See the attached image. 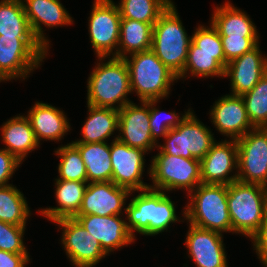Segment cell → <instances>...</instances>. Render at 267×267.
<instances>
[{
    "mask_svg": "<svg viewBox=\"0 0 267 267\" xmlns=\"http://www.w3.org/2000/svg\"><path fill=\"white\" fill-rule=\"evenodd\" d=\"M140 192L125 207L126 226L133 237L134 231L155 236L167 231L171 223L179 220L174 202L163 191L148 188Z\"/></svg>",
    "mask_w": 267,
    "mask_h": 267,
    "instance_id": "obj_1",
    "label": "cell"
},
{
    "mask_svg": "<svg viewBox=\"0 0 267 267\" xmlns=\"http://www.w3.org/2000/svg\"><path fill=\"white\" fill-rule=\"evenodd\" d=\"M109 58L104 63L106 57H98L100 61L88 77L87 105L119 110L132 102L127 98L131 93L129 71L123 58Z\"/></svg>",
    "mask_w": 267,
    "mask_h": 267,
    "instance_id": "obj_2",
    "label": "cell"
},
{
    "mask_svg": "<svg viewBox=\"0 0 267 267\" xmlns=\"http://www.w3.org/2000/svg\"><path fill=\"white\" fill-rule=\"evenodd\" d=\"M191 42L192 37H188L172 2L153 25L151 50L179 77L183 73Z\"/></svg>",
    "mask_w": 267,
    "mask_h": 267,
    "instance_id": "obj_3",
    "label": "cell"
},
{
    "mask_svg": "<svg viewBox=\"0 0 267 267\" xmlns=\"http://www.w3.org/2000/svg\"><path fill=\"white\" fill-rule=\"evenodd\" d=\"M228 185L201 183L189 193L183 217L192 225L219 233L231 232L227 205Z\"/></svg>",
    "mask_w": 267,
    "mask_h": 267,
    "instance_id": "obj_4",
    "label": "cell"
},
{
    "mask_svg": "<svg viewBox=\"0 0 267 267\" xmlns=\"http://www.w3.org/2000/svg\"><path fill=\"white\" fill-rule=\"evenodd\" d=\"M123 59L129 71L131 92L135 91L141 102L167 97L171 83L178 80L151 49Z\"/></svg>",
    "mask_w": 267,
    "mask_h": 267,
    "instance_id": "obj_5",
    "label": "cell"
},
{
    "mask_svg": "<svg viewBox=\"0 0 267 267\" xmlns=\"http://www.w3.org/2000/svg\"><path fill=\"white\" fill-rule=\"evenodd\" d=\"M227 205L231 232L252 238L267 214V196L262 185L233 181L228 185Z\"/></svg>",
    "mask_w": 267,
    "mask_h": 267,
    "instance_id": "obj_6",
    "label": "cell"
},
{
    "mask_svg": "<svg viewBox=\"0 0 267 267\" xmlns=\"http://www.w3.org/2000/svg\"><path fill=\"white\" fill-rule=\"evenodd\" d=\"M47 48L36 37L0 35V82L23 78L40 66Z\"/></svg>",
    "mask_w": 267,
    "mask_h": 267,
    "instance_id": "obj_7",
    "label": "cell"
},
{
    "mask_svg": "<svg viewBox=\"0 0 267 267\" xmlns=\"http://www.w3.org/2000/svg\"><path fill=\"white\" fill-rule=\"evenodd\" d=\"M148 170L153 182L150 188L154 190L185 189L189 194L202 183L201 161L198 159L157 154Z\"/></svg>",
    "mask_w": 267,
    "mask_h": 267,
    "instance_id": "obj_8",
    "label": "cell"
},
{
    "mask_svg": "<svg viewBox=\"0 0 267 267\" xmlns=\"http://www.w3.org/2000/svg\"><path fill=\"white\" fill-rule=\"evenodd\" d=\"M158 154L202 160L216 142L212 132L190 111L182 122L168 131Z\"/></svg>",
    "mask_w": 267,
    "mask_h": 267,
    "instance_id": "obj_9",
    "label": "cell"
},
{
    "mask_svg": "<svg viewBox=\"0 0 267 267\" xmlns=\"http://www.w3.org/2000/svg\"><path fill=\"white\" fill-rule=\"evenodd\" d=\"M120 22L118 6L112 0H94L88 29L90 42L97 57L108 58L112 53L113 57L117 58Z\"/></svg>",
    "mask_w": 267,
    "mask_h": 267,
    "instance_id": "obj_10",
    "label": "cell"
},
{
    "mask_svg": "<svg viewBox=\"0 0 267 267\" xmlns=\"http://www.w3.org/2000/svg\"><path fill=\"white\" fill-rule=\"evenodd\" d=\"M236 141L237 180L263 186L267 180V128H254Z\"/></svg>",
    "mask_w": 267,
    "mask_h": 267,
    "instance_id": "obj_11",
    "label": "cell"
},
{
    "mask_svg": "<svg viewBox=\"0 0 267 267\" xmlns=\"http://www.w3.org/2000/svg\"><path fill=\"white\" fill-rule=\"evenodd\" d=\"M62 227V244L66 255L76 267H94L107 255L100 242L81 226L75 218L54 221Z\"/></svg>",
    "mask_w": 267,
    "mask_h": 267,
    "instance_id": "obj_12",
    "label": "cell"
},
{
    "mask_svg": "<svg viewBox=\"0 0 267 267\" xmlns=\"http://www.w3.org/2000/svg\"><path fill=\"white\" fill-rule=\"evenodd\" d=\"M110 153L113 183L134 193L150 188L151 185L142 180L146 151L130 147L115 137L110 144Z\"/></svg>",
    "mask_w": 267,
    "mask_h": 267,
    "instance_id": "obj_13",
    "label": "cell"
},
{
    "mask_svg": "<svg viewBox=\"0 0 267 267\" xmlns=\"http://www.w3.org/2000/svg\"><path fill=\"white\" fill-rule=\"evenodd\" d=\"M141 104V106H138L131 102L118 110V130L121 133L117 136V139L130 147L147 152L157 147L158 143L151 136L149 101H142Z\"/></svg>",
    "mask_w": 267,
    "mask_h": 267,
    "instance_id": "obj_14",
    "label": "cell"
},
{
    "mask_svg": "<svg viewBox=\"0 0 267 267\" xmlns=\"http://www.w3.org/2000/svg\"><path fill=\"white\" fill-rule=\"evenodd\" d=\"M238 149L236 140L215 142L201 160V179L205 184L229 185L238 179Z\"/></svg>",
    "mask_w": 267,
    "mask_h": 267,
    "instance_id": "obj_15",
    "label": "cell"
},
{
    "mask_svg": "<svg viewBox=\"0 0 267 267\" xmlns=\"http://www.w3.org/2000/svg\"><path fill=\"white\" fill-rule=\"evenodd\" d=\"M132 193L112 181L88 183L76 215H121L125 201Z\"/></svg>",
    "mask_w": 267,
    "mask_h": 267,
    "instance_id": "obj_16",
    "label": "cell"
},
{
    "mask_svg": "<svg viewBox=\"0 0 267 267\" xmlns=\"http://www.w3.org/2000/svg\"><path fill=\"white\" fill-rule=\"evenodd\" d=\"M222 238L219 232L189 223L185 245L196 267H228Z\"/></svg>",
    "mask_w": 267,
    "mask_h": 267,
    "instance_id": "obj_17",
    "label": "cell"
},
{
    "mask_svg": "<svg viewBox=\"0 0 267 267\" xmlns=\"http://www.w3.org/2000/svg\"><path fill=\"white\" fill-rule=\"evenodd\" d=\"M73 218L100 242L107 255L135 241L126 226V221L122 220L120 215H75Z\"/></svg>",
    "mask_w": 267,
    "mask_h": 267,
    "instance_id": "obj_18",
    "label": "cell"
},
{
    "mask_svg": "<svg viewBox=\"0 0 267 267\" xmlns=\"http://www.w3.org/2000/svg\"><path fill=\"white\" fill-rule=\"evenodd\" d=\"M211 122L222 135L237 140L254 129L248 119L241 96L228 94L215 102L210 111Z\"/></svg>",
    "mask_w": 267,
    "mask_h": 267,
    "instance_id": "obj_19",
    "label": "cell"
},
{
    "mask_svg": "<svg viewBox=\"0 0 267 267\" xmlns=\"http://www.w3.org/2000/svg\"><path fill=\"white\" fill-rule=\"evenodd\" d=\"M259 44L225 67L224 77H230L232 95L249 92L267 73V58L262 57Z\"/></svg>",
    "mask_w": 267,
    "mask_h": 267,
    "instance_id": "obj_20",
    "label": "cell"
},
{
    "mask_svg": "<svg viewBox=\"0 0 267 267\" xmlns=\"http://www.w3.org/2000/svg\"><path fill=\"white\" fill-rule=\"evenodd\" d=\"M22 3L34 36L47 49L49 40L45 37L41 25L62 27L74 21L59 0H23Z\"/></svg>",
    "mask_w": 267,
    "mask_h": 267,
    "instance_id": "obj_21",
    "label": "cell"
},
{
    "mask_svg": "<svg viewBox=\"0 0 267 267\" xmlns=\"http://www.w3.org/2000/svg\"><path fill=\"white\" fill-rule=\"evenodd\" d=\"M26 117L39 144L43 139L59 141L70 129L64 112L51 104L36 102Z\"/></svg>",
    "mask_w": 267,
    "mask_h": 267,
    "instance_id": "obj_22",
    "label": "cell"
},
{
    "mask_svg": "<svg viewBox=\"0 0 267 267\" xmlns=\"http://www.w3.org/2000/svg\"><path fill=\"white\" fill-rule=\"evenodd\" d=\"M2 141L6 145L5 150L14 155L20 162L38 148L34 131L26 116H15L5 122L1 127ZM7 147V148H6Z\"/></svg>",
    "mask_w": 267,
    "mask_h": 267,
    "instance_id": "obj_23",
    "label": "cell"
},
{
    "mask_svg": "<svg viewBox=\"0 0 267 267\" xmlns=\"http://www.w3.org/2000/svg\"><path fill=\"white\" fill-rule=\"evenodd\" d=\"M211 18V23L220 36H229V38L259 37L256 26L250 17L230 4L229 1L220 7H215Z\"/></svg>",
    "mask_w": 267,
    "mask_h": 267,
    "instance_id": "obj_24",
    "label": "cell"
},
{
    "mask_svg": "<svg viewBox=\"0 0 267 267\" xmlns=\"http://www.w3.org/2000/svg\"><path fill=\"white\" fill-rule=\"evenodd\" d=\"M88 117L82 127V139L71 143L106 142L118 130L119 111L116 108L87 105Z\"/></svg>",
    "mask_w": 267,
    "mask_h": 267,
    "instance_id": "obj_25",
    "label": "cell"
},
{
    "mask_svg": "<svg viewBox=\"0 0 267 267\" xmlns=\"http://www.w3.org/2000/svg\"><path fill=\"white\" fill-rule=\"evenodd\" d=\"M88 182L56 180V201L59 207L38 210L52 222L62 218H73L80 209Z\"/></svg>",
    "mask_w": 267,
    "mask_h": 267,
    "instance_id": "obj_26",
    "label": "cell"
},
{
    "mask_svg": "<svg viewBox=\"0 0 267 267\" xmlns=\"http://www.w3.org/2000/svg\"><path fill=\"white\" fill-rule=\"evenodd\" d=\"M72 144L84 161L88 183L112 181L110 145L107 142Z\"/></svg>",
    "mask_w": 267,
    "mask_h": 267,
    "instance_id": "obj_27",
    "label": "cell"
},
{
    "mask_svg": "<svg viewBox=\"0 0 267 267\" xmlns=\"http://www.w3.org/2000/svg\"><path fill=\"white\" fill-rule=\"evenodd\" d=\"M153 25L121 18L117 58L151 49Z\"/></svg>",
    "mask_w": 267,
    "mask_h": 267,
    "instance_id": "obj_28",
    "label": "cell"
},
{
    "mask_svg": "<svg viewBox=\"0 0 267 267\" xmlns=\"http://www.w3.org/2000/svg\"><path fill=\"white\" fill-rule=\"evenodd\" d=\"M192 76L199 77H224L225 73V54L196 52V46L191 42L188 49L187 59L183 73L178 77L186 78L188 72Z\"/></svg>",
    "mask_w": 267,
    "mask_h": 267,
    "instance_id": "obj_29",
    "label": "cell"
},
{
    "mask_svg": "<svg viewBox=\"0 0 267 267\" xmlns=\"http://www.w3.org/2000/svg\"><path fill=\"white\" fill-rule=\"evenodd\" d=\"M0 35L35 37L25 14L22 0L0 1Z\"/></svg>",
    "mask_w": 267,
    "mask_h": 267,
    "instance_id": "obj_30",
    "label": "cell"
},
{
    "mask_svg": "<svg viewBox=\"0 0 267 267\" xmlns=\"http://www.w3.org/2000/svg\"><path fill=\"white\" fill-rule=\"evenodd\" d=\"M23 193L12 184L0 187V221L26 226L30 209Z\"/></svg>",
    "mask_w": 267,
    "mask_h": 267,
    "instance_id": "obj_31",
    "label": "cell"
},
{
    "mask_svg": "<svg viewBox=\"0 0 267 267\" xmlns=\"http://www.w3.org/2000/svg\"><path fill=\"white\" fill-rule=\"evenodd\" d=\"M171 3V0H120L117 6L121 18L155 24Z\"/></svg>",
    "mask_w": 267,
    "mask_h": 267,
    "instance_id": "obj_32",
    "label": "cell"
},
{
    "mask_svg": "<svg viewBox=\"0 0 267 267\" xmlns=\"http://www.w3.org/2000/svg\"><path fill=\"white\" fill-rule=\"evenodd\" d=\"M244 100L249 121L254 128H267V73L247 93Z\"/></svg>",
    "mask_w": 267,
    "mask_h": 267,
    "instance_id": "obj_33",
    "label": "cell"
},
{
    "mask_svg": "<svg viewBox=\"0 0 267 267\" xmlns=\"http://www.w3.org/2000/svg\"><path fill=\"white\" fill-rule=\"evenodd\" d=\"M55 153L61 159L58 165L59 177L55 180L87 182L84 161L72 143L59 147Z\"/></svg>",
    "mask_w": 267,
    "mask_h": 267,
    "instance_id": "obj_34",
    "label": "cell"
},
{
    "mask_svg": "<svg viewBox=\"0 0 267 267\" xmlns=\"http://www.w3.org/2000/svg\"><path fill=\"white\" fill-rule=\"evenodd\" d=\"M157 102L158 100H149V120H150L149 125H150L152 139L155 142H158L157 138L159 137L164 138L169 130L177 127L185 118V116L190 112V109H188L187 112L185 111L182 117H179V113L177 115L175 111L164 113L167 115L164 116L162 119L161 114H163V112L156 109V107L154 106Z\"/></svg>",
    "mask_w": 267,
    "mask_h": 267,
    "instance_id": "obj_35",
    "label": "cell"
},
{
    "mask_svg": "<svg viewBox=\"0 0 267 267\" xmlns=\"http://www.w3.org/2000/svg\"><path fill=\"white\" fill-rule=\"evenodd\" d=\"M25 226L0 221V250L10 253H28L23 243Z\"/></svg>",
    "mask_w": 267,
    "mask_h": 267,
    "instance_id": "obj_36",
    "label": "cell"
},
{
    "mask_svg": "<svg viewBox=\"0 0 267 267\" xmlns=\"http://www.w3.org/2000/svg\"><path fill=\"white\" fill-rule=\"evenodd\" d=\"M210 24V28L198 26L192 35V43L196 46V52L224 53L220 35L212 23Z\"/></svg>",
    "mask_w": 267,
    "mask_h": 267,
    "instance_id": "obj_37",
    "label": "cell"
},
{
    "mask_svg": "<svg viewBox=\"0 0 267 267\" xmlns=\"http://www.w3.org/2000/svg\"><path fill=\"white\" fill-rule=\"evenodd\" d=\"M225 54V67L232 60L242 56L259 44V37L229 38L220 36Z\"/></svg>",
    "mask_w": 267,
    "mask_h": 267,
    "instance_id": "obj_38",
    "label": "cell"
},
{
    "mask_svg": "<svg viewBox=\"0 0 267 267\" xmlns=\"http://www.w3.org/2000/svg\"><path fill=\"white\" fill-rule=\"evenodd\" d=\"M21 163L7 150L0 149V187L11 185L8 184V180L12 178L14 171H16Z\"/></svg>",
    "mask_w": 267,
    "mask_h": 267,
    "instance_id": "obj_39",
    "label": "cell"
},
{
    "mask_svg": "<svg viewBox=\"0 0 267 267\" xmlns=\"http://www.w3.org/2000/svg\"><path fill=\"white\" fill-rule=\"evenodd\" d=\"M251 239L260 262L263 263L264 267H267V214L259 230Z\"/></svg>",
    "mask_w": 267,
    "mask_h": 267,
    "instance_id": "obj_40",
    "label": "cell"
},
{
    "mask_svg": "<svg viewBox=\"0 0 267 267\" xmlns=\"http://www.w3.org/2000/svg\"><path fill=\"white\" fill-rule=\"evenodd\" d=\"M29 261L28 253H10L0 250V267H24Z\"/></svg>",
    "mask_w": 267,
    "mask_h": 267,
    "instance_id": "obj_41",
    "label": "cell"
},
{
    "mask_svg": "<svg viewBox=\"0 0 267 267\" xmlns=\"http://www.w3.org/2000/svg\"><path fill=\"white\" fill-rule=\"evenodd\" d=\"M263 189H264V192L266 193V196H267V180L265 181V183L263 184Z\"/></svg>",
    "mask_w": 267,
    "mask_h": 267,
    "instance_id": "obj_42",
    "label": "cell"
}]
</instances>
